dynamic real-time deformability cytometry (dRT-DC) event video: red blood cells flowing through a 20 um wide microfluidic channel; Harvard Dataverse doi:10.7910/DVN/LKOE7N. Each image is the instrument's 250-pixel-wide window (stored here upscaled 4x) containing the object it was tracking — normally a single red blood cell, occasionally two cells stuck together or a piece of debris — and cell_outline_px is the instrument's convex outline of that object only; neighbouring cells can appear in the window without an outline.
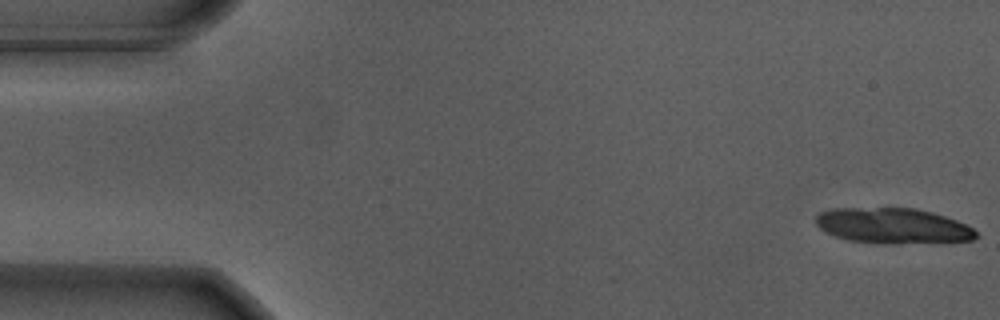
{"species": "Egyptian fruit bat (a non-hibernating species)", "species_latin": "Rousettus aegyptiacus", "temperature_condition": "warm", "stored_images_in_passage": 15, "camera_frame_rate_fps": 3000, "um_per_image_px": 0.085, "animal": {"sex": "male"}, "frame": {"image": 1, "passage_image": 1, "time_ms": 0.0, "image_size_px": [1000, 320], "cell_outline_px": [[980, 236], [972, 240], [900, 244], [880, 244], [848, 240], [824, 232], [816, 224], [816, 216], [820, 212], [832, 208], [916, 208], [932, 212], [956, 220], [972, 228]], "centroid_in_image_um": [75.88, 19.2], "position_along_channel_um": 9.1, "area_um2": 33.29}}